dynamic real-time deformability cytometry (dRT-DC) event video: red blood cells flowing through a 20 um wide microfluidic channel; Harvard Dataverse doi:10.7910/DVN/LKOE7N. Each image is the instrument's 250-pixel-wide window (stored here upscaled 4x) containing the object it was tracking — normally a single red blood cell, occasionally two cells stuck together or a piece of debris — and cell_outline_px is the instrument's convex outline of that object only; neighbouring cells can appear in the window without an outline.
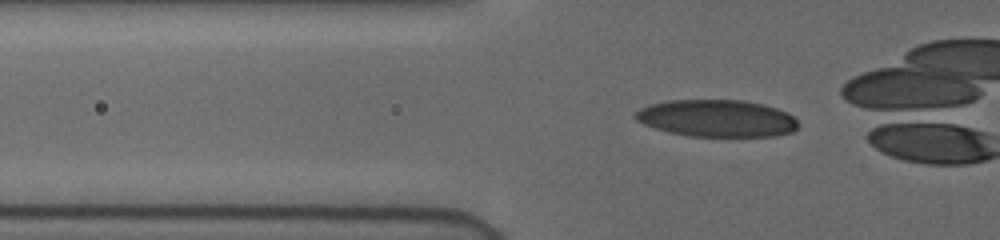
{"species": "human", "species_latin": "Homo sapiens", "temperature_condition": "cold", "stored_images_in_passage": 32, "camera_frame_rate_fps": 3000, "um_per_image_px": 0.085, "donor": {"sex": "female"}, "frame": {"image": 1, "passage_image": 3, "time_ms": 0.667, "image_size_px": [1000, 240], "cell_outline_px": [[796, 128], [792, 132], [772, 136], [688, 136], [668, 132], [644, 124], [636, 120], [632, 116], [640, 108], [652, 104], [668, 100], [744, 100], [776, 108], [788, 112], [796, 120]], "centroid_in_image_um": [60.9, 10.05], "position_along_channel_um": 64.9, "area_um2": 35.03}}
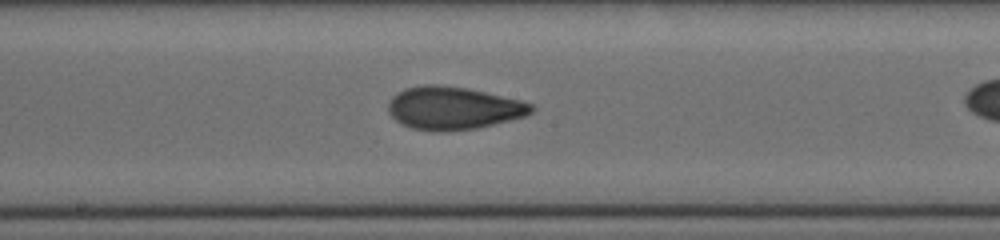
{"frame": {"image": 2, "passage_image": 15, "time_ms": 4.667, "image_size_px": [1000, 240], "cell_outline_px": [[536, 108], [532, 112], [524, 116], [476, 128], [444, 132], [412, 128], [396, 120], [388, 112], [388, 104], [392, 96], [396, 92], [404, 88], [424, 84], [436, 84], [468, 88], [520, 100], [532, 104]], "centroid_in_image_um": [38.5, 9.17], "position_along_channel_um": 209.7, "area_um2": 35.6}}
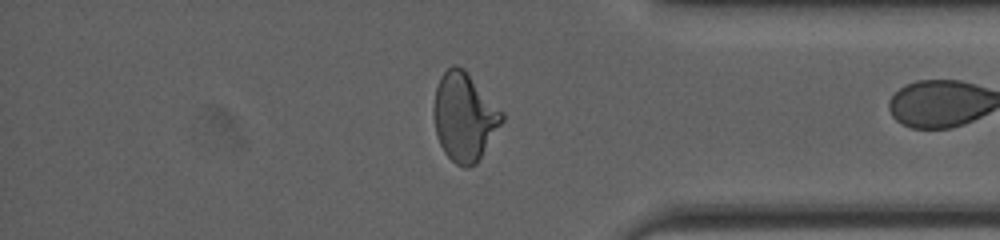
{"frame": {"image": 3, "passage_image": 30, "time_ms": 9.667, "image_size_px": [1000, 240], "cell_outline_px": [[504, 120], [476, 164], [468, 168], [464, 168], [456, 164], [444, 152], [440, 144], [436, 132], [432, 116], [432, 108], [436, 88], [440, 76], [452, 64], [456, 64], [464, 68], [504, 112]], "centroid_in_image_um": [39.46, 9.91], "position_along_channel_um": 395.7, "area_um2": 35.37}}